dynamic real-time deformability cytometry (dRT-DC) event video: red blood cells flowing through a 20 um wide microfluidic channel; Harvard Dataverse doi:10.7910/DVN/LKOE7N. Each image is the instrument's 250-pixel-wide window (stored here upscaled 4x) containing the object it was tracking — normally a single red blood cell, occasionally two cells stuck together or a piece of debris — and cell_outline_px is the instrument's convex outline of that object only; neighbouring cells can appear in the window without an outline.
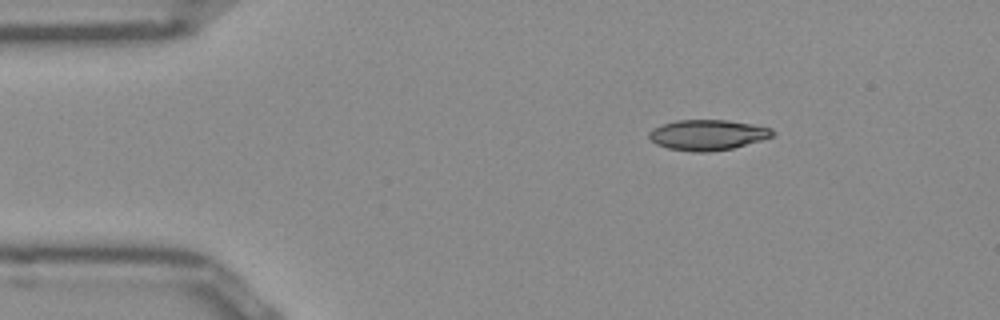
{"species": "Egyptian fruit bat (a non-hibernating species)", "species_latin": "Rousettus aegyptiacus", "temperature_condition": "room temperature", "stored_images_in_passage": 44, "camera_frame_rate_fps": 3000, "um_per_image_px": 0.085, "frame": {"image": 1, "passage_image": 1, "time_ms": 0.0, "image_size_px": [1000, 320], "cell_outline_px": [[776, 132], [772, 136], [760, 140], [732, 148], [708, 152], [692, 152], [668, 148], [656, 144], [648, 136], [648, 132], [652, 128], [676, 120], [728, 120], [752, 124], [772, 128]], "centroid_in_image_um": [60.13, 11.46], "position_along_channel_um": 24.9, "area_um2": 21.85}}
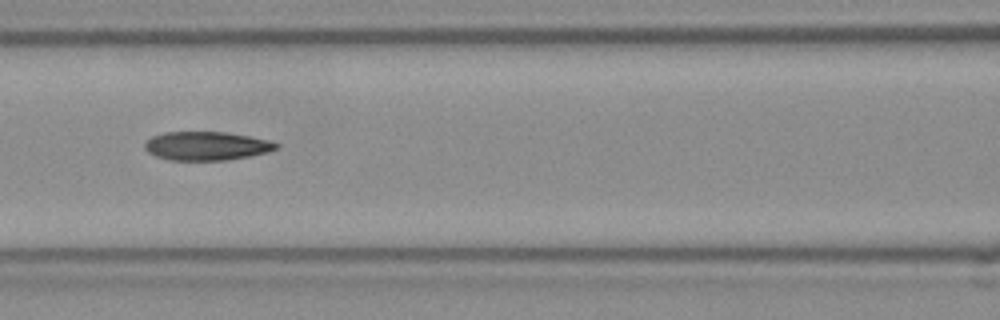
{"frame": {"image": 2, "passage_image": 15, "time_ms": 4.667, "image_size_px": [1000, 320], "cell_outline_px": [[280, 148], [268, 152], [228, 160], [168, 160], [156, 156], [148, 152], [144, 148], [144, 144], [152, 136], [164, 132], [224, 132], [248, 136], [268, 140], [280, 144]], "centroid_in_image_um": [17.56, 12.41], "position_along_channel_um": 149.0, "area_um2": 21.96}}
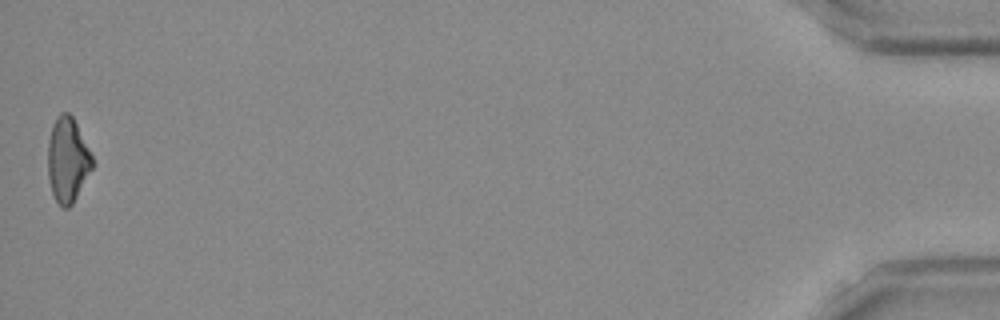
{"frame": {"image": 3, "passage_image": 44, "time_ms": 14.333, "image_size_px": [1000, 320], "cell_outline_px": [[92, 168], [72, 204], [68, 208], [60, 208], [52, 192], [48, 176], [48, 140], [52, 124], [56, 116], [60, 112], [68, 112], [72, 116], [92, 156]], "centroid_in_image_um": [5.71, 13.58], "position_along_channel_um": 429.5, "area_um2": 21.73}, "authors_computed_cell_mechanics": {"area_um2": 22.253, "velocity_mm_per_s": 3.9548, "shape_relaxation_time_tau1_ms": 7.7255, "shape_relaxation_time_tau2_ms": 8.9621, "deformation_change_tau1": 0.1914, "deformation_change_tau2": 0.2015}}